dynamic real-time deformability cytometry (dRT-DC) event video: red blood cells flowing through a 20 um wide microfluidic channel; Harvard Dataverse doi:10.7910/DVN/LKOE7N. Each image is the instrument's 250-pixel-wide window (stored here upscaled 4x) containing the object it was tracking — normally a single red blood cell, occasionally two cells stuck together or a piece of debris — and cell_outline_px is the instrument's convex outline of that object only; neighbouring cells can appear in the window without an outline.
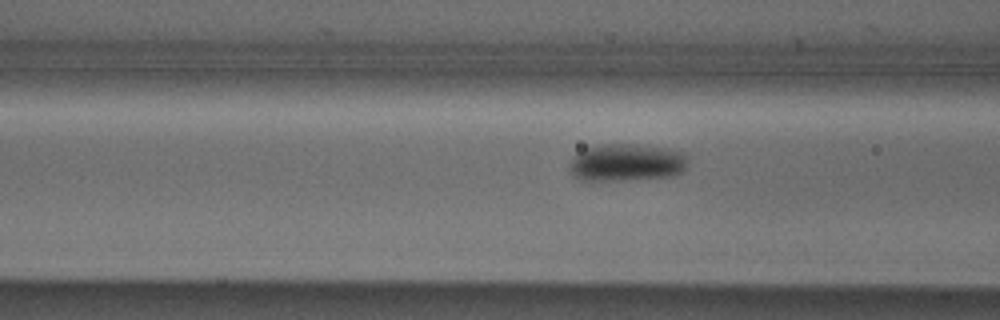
{"species": "Egyptian fruit bat (a non-hibernating species)", "species_latin": "Rousettus aegyptiacus", "temperature_condition": "cold", "stored_images_in_passage": 16, "camera_frame_rate_fps": 3000, "um_per_image_px": 0.085, "animal": {"sex": "male"}, "frame": {"image": 1, "passage_image": 14, "time_ms": 4.333, "image_size_px": [1000, 320], "cell_outline_px": [[688, 156], [684, 168], [680, 172], [672, 176], [616, 180], [580, 180], [572, 172], [572, 156], [584, 148], [600, 144], [632, 144], [668, 148], [680, 152]], "centroid_in_image_um": [53.25, 13.79], "position_along_channel_um": 113.3, "area_um2": 25.43}}